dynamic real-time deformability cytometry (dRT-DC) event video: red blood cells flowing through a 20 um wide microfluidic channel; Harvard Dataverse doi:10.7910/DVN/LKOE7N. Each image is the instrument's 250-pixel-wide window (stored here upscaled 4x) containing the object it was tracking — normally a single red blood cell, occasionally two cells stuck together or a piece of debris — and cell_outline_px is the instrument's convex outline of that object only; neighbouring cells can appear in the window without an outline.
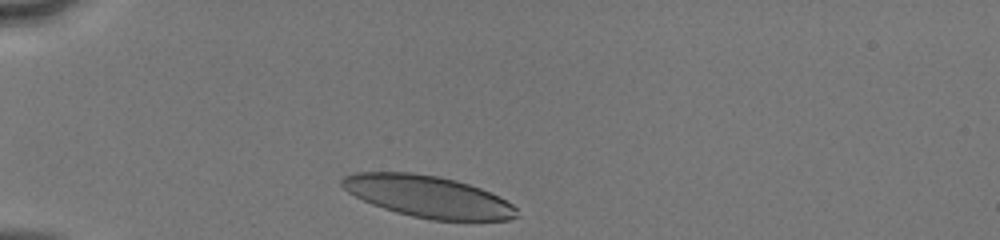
{"species": "human", "species_latin": "Homo sapiens", "temperature_condition": "cold", "stored_images_in_passage": 29, "camera_frame_rate_fps": 3000, "um_per_image_px": 0.085, "donor": {"sex": "male"}, "frame": {"image": 1, "passage_image": 1, "time_ms": 0.0, "image_size_px": [1000, 240], "cell_outline_px": [[520, 216], [508, 220], [432, 220], [412, 216], [396, 212], [372, 204], [348, 192], [340, 184], [340, 180], [344, 176], [356, 172], [412, 172], [440, 176], [456, 180], [480, 188], [512, 204], [516, 208]], "centroid_in_image_um": [36.37, 16.7], "position_along_channel_um": 48.6, "area_um2": 42.31}}
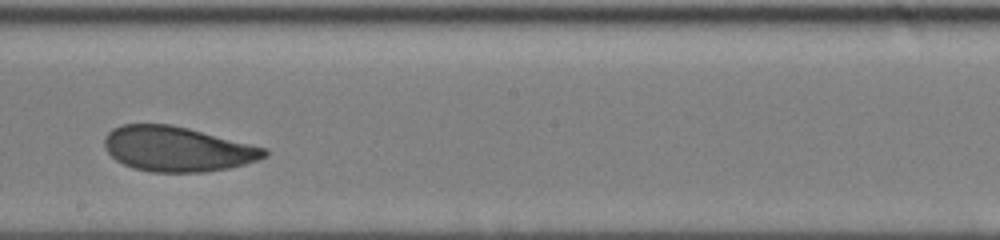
{"frame": {"image": 2, "passage_image": 17, "time_ms": 5.333, "image_size_px": [1000, 240], "cell_outline_px": [[268, 156], [244, 164], [228, 168], [204, 172], [152, 172], [132, 168], [116, 160], [104, 148], [104, 140], [108, 132], [112, 128], [124, 124], [168, 124], [188, 128], [268, 148]], "centroid_in_image_um": [15.07, 12.66], "position_along_channel_um": 233.1, "area_um2": 41.91}}
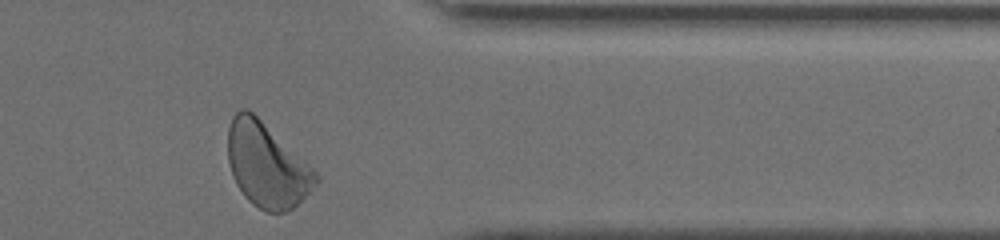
{"frame": {"image": 3, "passage_image": 29, "time_ms": 9.333, "image_size_px": [1000, 240], "cell_outline_px": [[320, 180], [288, 212], [268, 212], [252, 204], [244, 196], [236, 184], [232, 176], [228, 160], [228, 128], [232, 116], [240, 108], [248, 108], [304, 160], [320, 176]], "centroid_in_image_um": [22.64, 14.03], "position_along_channel_um": 388.8, "area_um2": 42.71}, "authors_computed_cell_mechanics": {"area_um2": 42.7142, "velocity_mm_per_s": 4.0691, "shape_relaxation_time_tau1_ms": 3.0783, "shape_relaxation_time_tau2_ms": 1.706, "deformation_change_tau1": 0.1322, "deformation_change_tau2": 0.0866}}